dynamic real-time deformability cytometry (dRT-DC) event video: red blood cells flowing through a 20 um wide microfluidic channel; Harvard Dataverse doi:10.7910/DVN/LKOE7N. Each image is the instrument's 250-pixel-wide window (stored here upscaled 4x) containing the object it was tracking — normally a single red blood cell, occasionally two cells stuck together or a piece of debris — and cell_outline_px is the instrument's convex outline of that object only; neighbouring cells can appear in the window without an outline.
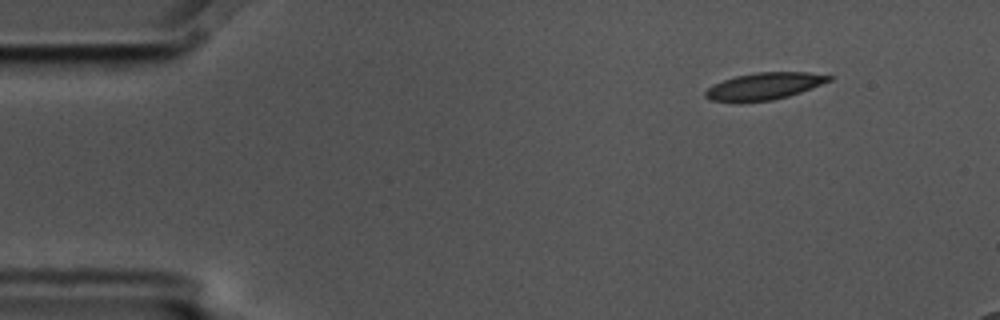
{"species": "common noctule bat (a hibernating species)", "species_latin": "Nyctalus noctula", "temperature_condition": "cold", "stored_images_in_passage": 4, "camera_frame_rate_fps": 3000, "um_per_image_px": 0.085, "animal": {"sex": "male", "body_mass_g": 17.5, "forearm_length_mm": 52.3}, "frame": {"image": 1, "passage_image": 1, "time_ms": 0.0, "image_size_px": [1000, 320], "cell_outline_px": [[836, 76], [832, 80], [800, 92], [788, 96], [772, 100], [708, 100], [704, 96], [704, 92], [708, 88], [724, 80], [736, 76], [756, 72], [808, 72]], "centroid_in_image_um": [65.03, 7.29], "position_along_channel_um": 20.0, "area_um2": 18.9}}